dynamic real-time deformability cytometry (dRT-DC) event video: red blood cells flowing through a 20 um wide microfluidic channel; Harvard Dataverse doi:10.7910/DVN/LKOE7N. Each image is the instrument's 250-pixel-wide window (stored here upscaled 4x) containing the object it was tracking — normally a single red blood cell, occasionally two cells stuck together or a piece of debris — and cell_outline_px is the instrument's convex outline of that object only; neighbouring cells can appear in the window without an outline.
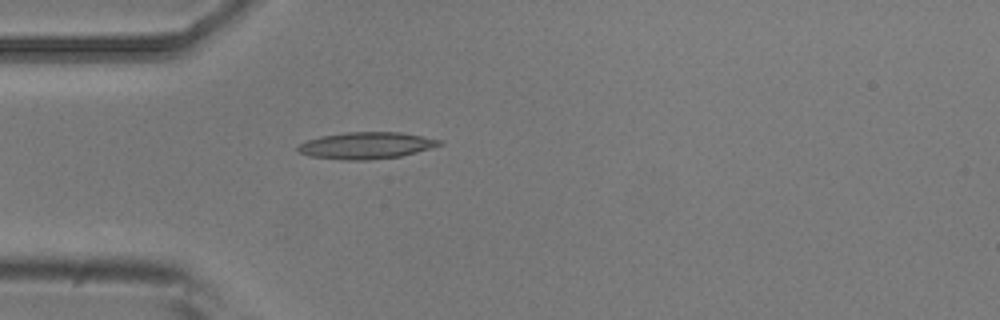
{"species": "common noctule bat (a hibernating species)", "species_latin": "Nyctalus noctula", "temperature_condition": "room temperature", "stored_images_in_passage": 4, "camera_frame_rate_fps": 3000, "um_per_image_px": 0.085, "animal": {"sex": "male", "body_mass_g": 20.5, "forearm_length_mm": 52.5}, "frame": {"image": 1, "passage_image": 4, "time_ms": 1.0, "image_size_px": [1000, 320], "cell_outline_px": [[444, 144], [416, 152], [400, 156], [368, 160], [344, 160], [312, 156], [300, 152], [296, 148], [300, 144], [308, 140], [320, 136], [344, 132], [400, 132], [444, 140]], "centroid_in_image_um": [31.17, 12.36], "position_along_channel_um": 53.8, "area_um2": 21.96}}